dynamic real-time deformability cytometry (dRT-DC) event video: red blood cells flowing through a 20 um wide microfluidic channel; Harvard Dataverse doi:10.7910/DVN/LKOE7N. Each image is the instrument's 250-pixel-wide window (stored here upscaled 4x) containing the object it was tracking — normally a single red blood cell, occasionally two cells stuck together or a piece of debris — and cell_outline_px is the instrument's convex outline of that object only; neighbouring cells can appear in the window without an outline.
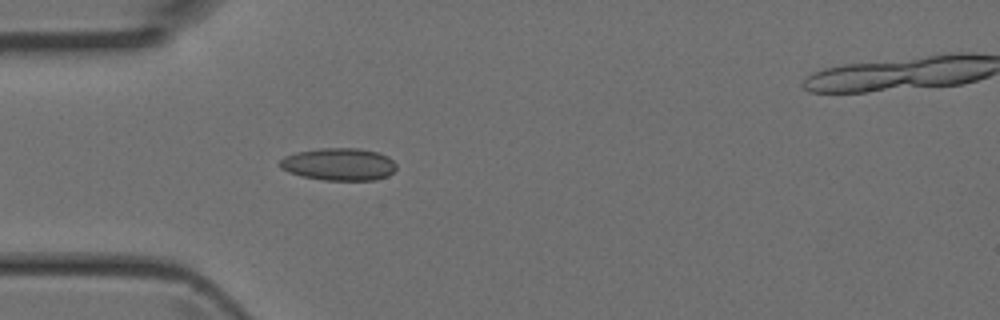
{"species": "Egyptian fruit bat (a non-hibernating species)", "species_latin": "Rousettus aegyptiacus", "temperature_condition": "room temperature", "stored_images_in_passage": 5, "camera_frame_rate_fps": 3000, "um_per_image_px": 0.085, "animal": {"sex": "female"}, "frame": {"image": 1, "passage_image": 4, "time_ms": 1.0, "image_size_px": [1000, 320], "cell_outline_px": [[396, 168], [388, 176], [376, 180], [324, 180], [300, 176], [288, 172], [280, 168], [280, 160], [284, 156], [296, 152], [320, 148], [360, 148], [376, 152], [388, 156], [396, 164]], "centroid_in_image_um": [28.79, 13.96], "position_along_channel_um": 56.2, "area_um2": 22.14}}